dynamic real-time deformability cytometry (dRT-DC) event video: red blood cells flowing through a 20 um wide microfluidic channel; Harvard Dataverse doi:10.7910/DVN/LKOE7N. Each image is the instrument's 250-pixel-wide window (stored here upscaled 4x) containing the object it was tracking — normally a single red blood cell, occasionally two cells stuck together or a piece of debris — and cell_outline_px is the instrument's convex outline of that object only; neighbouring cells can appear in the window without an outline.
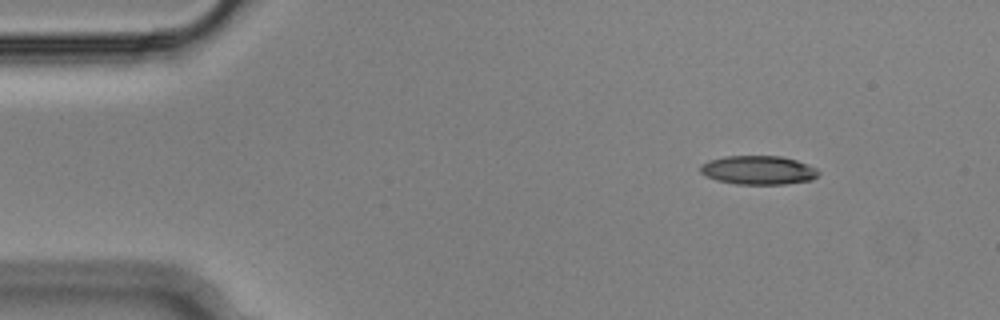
{"species": "Egyptian fruit bat (a non-hibernating species)", "species_latin": "Rousettus aegyptiacus", "temperature_condition": "cold", "stored_images_in_passage": 49, "camera_frame_rate_fps": 3000, "um_per_image_px": 0.085, "animal": {"sex": "male"}, "frame": {"image": 1, "passage_image": 1, "time_ms": 0.0, "image_size_px": [1000, 320], "cell_outline_px": [[820, 172], [812, 180], [784, 184], [736, 184], [716, 180], [700, 172], [700, 164], [708, 160], [724, 156], [780, 156], [796, 160], [816, 168]], "centroid_in_image_um": [64.43, 14.46], "position_along_channel_um": 20.6, "area_um2": 19.83}}
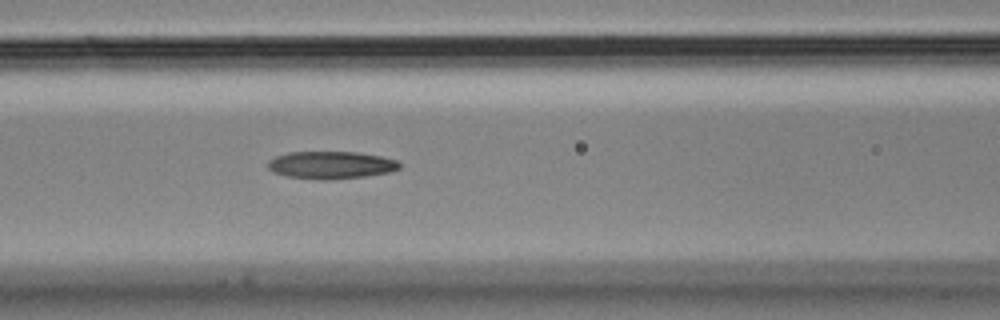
{"frame": {"image": 2, "passage_image": 17, "time_ms": 5.333, "image_size_px": [1000, 320], "cell_outline_px": [[400, 168], [388, 172], [364, 176], [332, 180], [316, 180], [288, 176], [272, 172], [268, 168], [268, 160], [276, 156], [288, 152], [356, 152], [380, 156], [396, 160], [400, 164]], "centroid_in_image_um": [28.09, 14.03], "position_along_channel_um": 138.5, "area_um2": 21.1}}
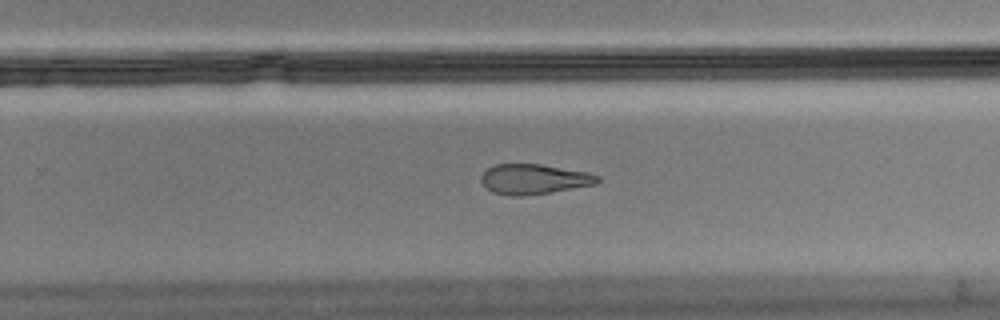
{"frame": {"image": 3, "passage_image": 29, "time_ms": 9.333, "image_size_px": [1000, 320], "cell_outline_px": [[600, 180], [596, 184], [548, 192], [520, 196], [512, 196], [492, 192], [480, 180], [480, 176], [488, 168], [496, 164], [540, 164], [588, 172], [600, 176]], "centroid_in_image_um": [45.38, 15.22], "position_along_channel_um": 284.4, "area_um2": 20.17}, "authors_computed_cell_mechanics": {"area_um2": 21.4438, "velocity_mm_per_s": 3.6553, "shape_relaxation_time_tau1_ms": null, "shape_relaxation_time_tau2_ms": 3.8869, "deformation_change_tau1": null, "deformation_change_tau2": 0.142}}